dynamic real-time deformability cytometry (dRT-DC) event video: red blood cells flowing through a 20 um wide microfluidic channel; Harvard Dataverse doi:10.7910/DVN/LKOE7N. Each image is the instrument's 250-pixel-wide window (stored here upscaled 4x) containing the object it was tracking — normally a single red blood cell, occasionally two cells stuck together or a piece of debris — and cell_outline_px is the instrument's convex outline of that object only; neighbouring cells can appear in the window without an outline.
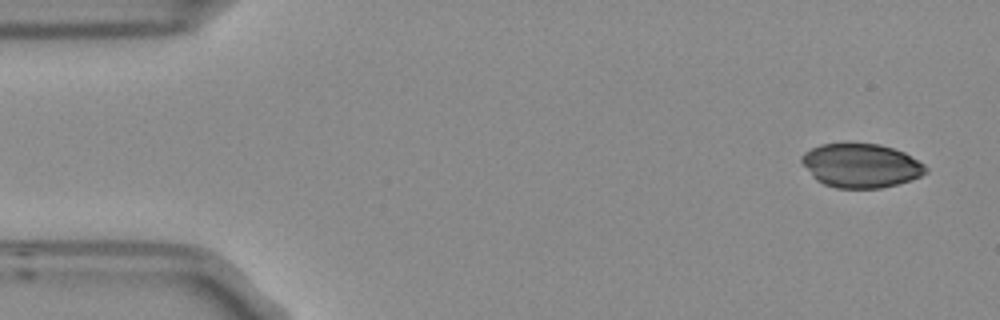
{"species": "Egyptian fruit bat (a non-hibernating species)", "species_latin": "Rousettus aegyptiacus", "temperature_condition": "room temperature", "stored_images_in_passage": 4, "camera_frame_rate_fps": 3000, "um_per_image_px": 0.085, "frame": {"image": 1, "passage_image": 1, "time_ms": 0.0, "image_size_px": [1000, 320], "cell_outline_px": [[928, 172], [912, 180], [880, 188], [836, 188], [824, 184], [816, 180], [812, 176], [800, 160], [800, 156], [804, 152], [820, 144], [880, 144], [904, 152], [924, 164], [928, 168]], "centroid_in_image_um": [73.18, 14.08], "position_along_channel_um": 11.8, "area_um2": 31.73}}